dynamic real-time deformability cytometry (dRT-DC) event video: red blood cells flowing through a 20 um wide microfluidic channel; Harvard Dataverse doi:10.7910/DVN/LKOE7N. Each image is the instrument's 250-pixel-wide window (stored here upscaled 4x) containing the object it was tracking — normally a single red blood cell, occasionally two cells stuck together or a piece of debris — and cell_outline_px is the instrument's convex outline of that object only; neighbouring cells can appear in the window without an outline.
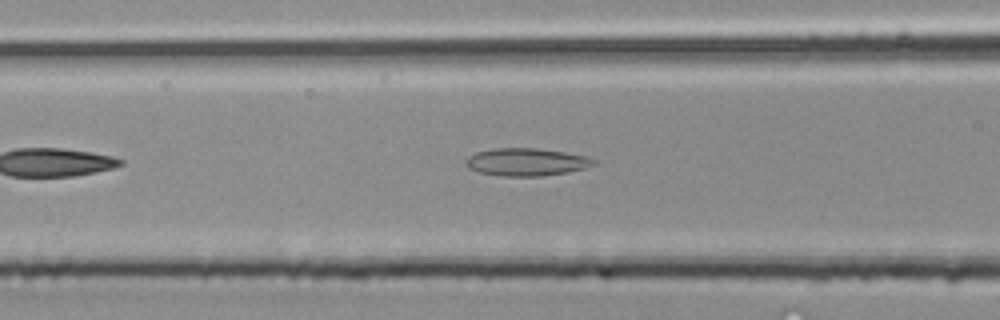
{"species": "common noctule bat (a hibernating species)", "species_latin": "Nyctalus noctula", "temperature_condition": "room temperature", "stored_images_in_passage": 32, "camera_frame_rate_fps": 3000, "um_per_image_px": 0.085, "animal": {"sex": "male", "body_mass_g": 20.4}, "frame": {"image": 1, "passage_image": 7, "time_ms": 2.0, "image_size_px": [1000, 320], "cell_outline_px": [[596, 164], [584, 168], [564, 172], [540, 176], [504, 176], [480, 172], [468, 168], [468, 156], [476, 152], [492, 148], [536, 148], [564, 152], [584, 156], [596, 160]], "centroid_in_image_um": [44.74, 13.76], "position_along_channel_um": 121.9, "area_um2": 20.23}}
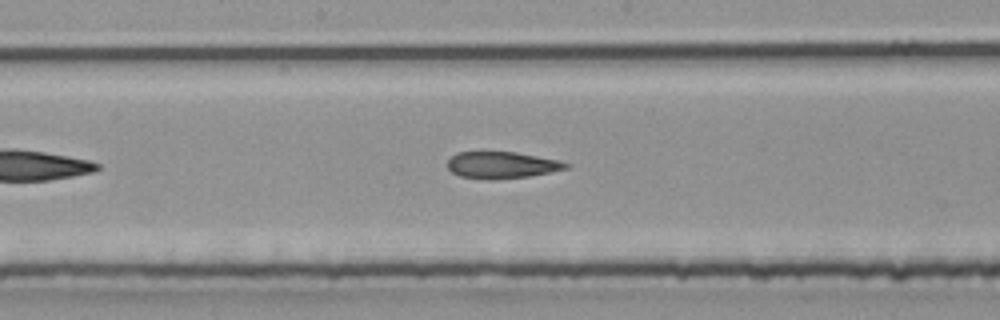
{"frame": {"image": 2, "passage_image": 12, "time_ms": 3.667, "image_size_px": [1000, 320], "cell_outline_px": [[572, 164], [568, 168], [528, 176], [492, 180], [488, 180], [460, 176], [452, 172], [448, 168], [448, 160], [456, 152], [516, 152], [560, 160]], "centroid_in_image_um": [42.66, 14.02], "position_along_channel_um": 205.5, "area_um2": 18.44}}
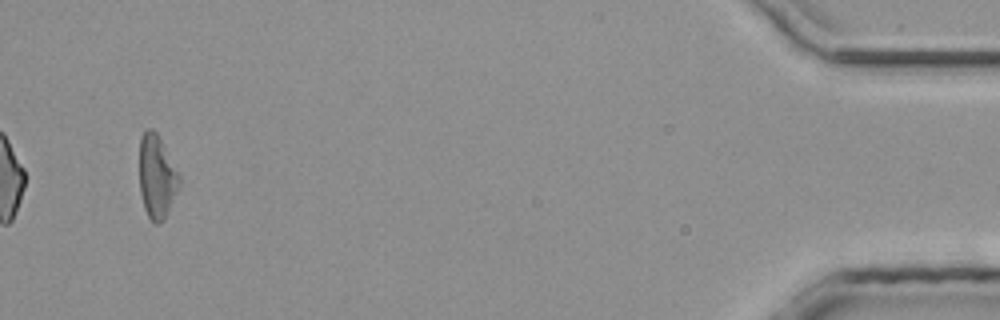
{"frame": {"image": 3, "passage_image": 30, "time_ms": 9.667, "image_size_px": [1000, 320], "cell_outline_px": [[180, 184], [168, 212], [164, 220], [160, 224], [156, 224], [148, 216], [144, 208], [140, 192], [140, 136], [148, 128], [152, 128], [156, 132], [180, 176]], "centroid_in_image_um": [13.32, 15.04], "position_along_channel_um": 421.9, "area_um2": 19.13}}